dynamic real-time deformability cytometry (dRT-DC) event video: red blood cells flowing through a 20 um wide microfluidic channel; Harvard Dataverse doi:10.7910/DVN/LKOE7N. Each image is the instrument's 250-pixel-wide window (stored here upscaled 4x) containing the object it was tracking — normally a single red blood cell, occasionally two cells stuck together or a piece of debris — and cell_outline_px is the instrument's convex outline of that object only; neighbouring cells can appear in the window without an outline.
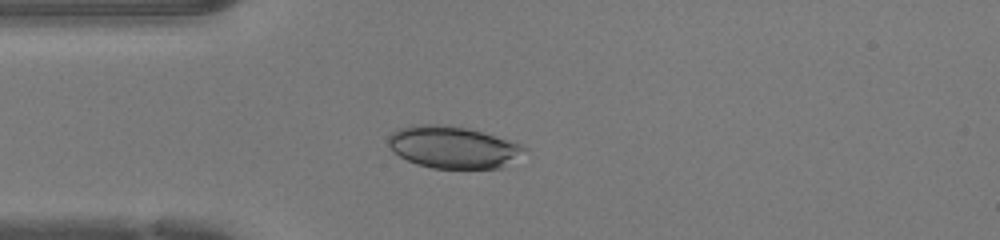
{"species": "human", "species_latin": "Homo sapiens", "temperature_condition": "warm", "stored_images_in_passage": 45, "camera_frame_rate_fps": 3000, "um_per_image_px": 0.085, "donor": {"sex": "female"}, "frame": {"image": 1, "passage_image": 10, "time_ms": 3.0, "image_size_px": [1000, 240], "cell_outline_px": [[528, 148], [504, 168], [432, 168], [416, 164], [400, 156], [388, 144], [388, 136], [396, 128], [412, 124], [448, 124], [468, 128], [484, 132], [524, 144]], "centroid_in_image_um": [38.52, 12.49], "position_along_channel_um": 46.5, "area_um2": 33.7}}
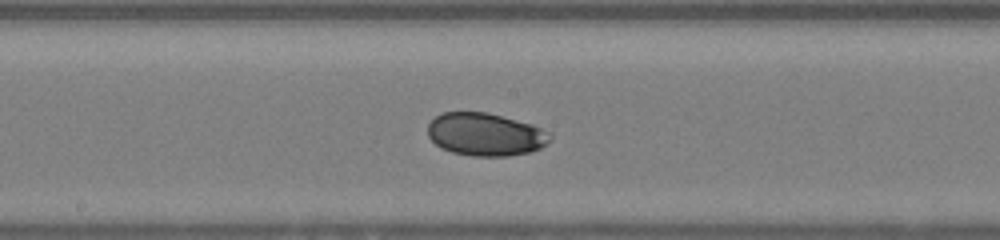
{"frame": {"image": 2, "passage_image": 22, "time_ms": 7.0, "image_size_px": [1000, 240], "cell_outline_px": [[552, 136], [540, 148], [528, 152], [508, 156], [472, 156], [452, 152], [440, 148], [428, 136], [428, 124], [440, 112], [488, 112], [532, 124], [552, 132]], "centroid_in_image_um": [41.25, 11.41], "position_along_channel_um": 206.9, "area_um2": 30.63}}
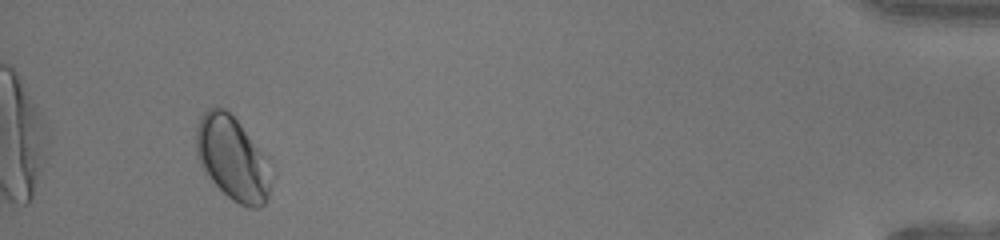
{"frame": {"image": 3, "passage_image": 42, "time_ms": 13.667, "image_size_px": [1000, 240], "cell_outline_px": [[268, 200], [264, 204], [256, 208], [248, 208], [232, 200], [208, 176], [200, 164], [196, 156], [196, 128], [200, 116], [208, 108], [216, 104], [224, 108], [236, 120], [264, 156], [268, 184]], "centroid_in_image_um": [19.66, 13.43], "position_along_channel_um": 415.5, "area_um2": 35.43}, "authors_computed_cell_mechanics": {"area_um2": 31.6744, "velocity_mm_per_s": 4.2806, "shape_relaxation_time_tau1_ms": 3.3659, "shape_relaxation_time_tau2_ms": null, "deformation_change_tau1": 0.0821, "deformation_change_tau2": null}}